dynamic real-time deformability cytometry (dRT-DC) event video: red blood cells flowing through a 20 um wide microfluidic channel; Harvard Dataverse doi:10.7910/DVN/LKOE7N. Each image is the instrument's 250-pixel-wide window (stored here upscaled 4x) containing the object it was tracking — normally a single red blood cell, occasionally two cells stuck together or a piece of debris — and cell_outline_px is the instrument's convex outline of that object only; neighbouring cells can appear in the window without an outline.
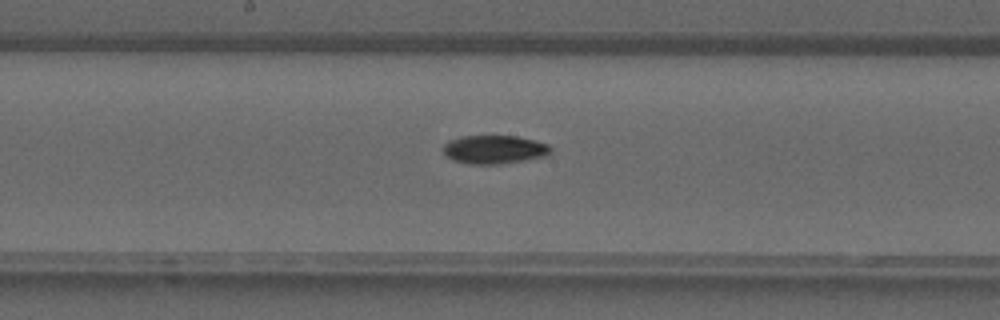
{"species": "common noctule bat (a hibernating species)", "species_latin": "Nyctalus noctula", "temperature_condition": "warm", "stored_images_in_passage": 34, "camera_frame_rate_fps": 3000, "um_per_image_px": 0.085, "animal": {"sex": "male", "forearm_length_mm": 52.5}, "frame": {"image": 1, "passage_image": 15, "time_ms": 4.667, "image_size_px": [1000, 320], "cell_outline_px": [[552, 148], [548, 156], [500, 164], [468, 164], [452, 160], [444, 152], [444, 144], [448, 140], [460, 136], [516, 136], [536, 140], [548, 144]], "centroid_in_image_um": [42.03, 12.7], "position_along_channel_um": 206.2, "area_um2": 17.98}}
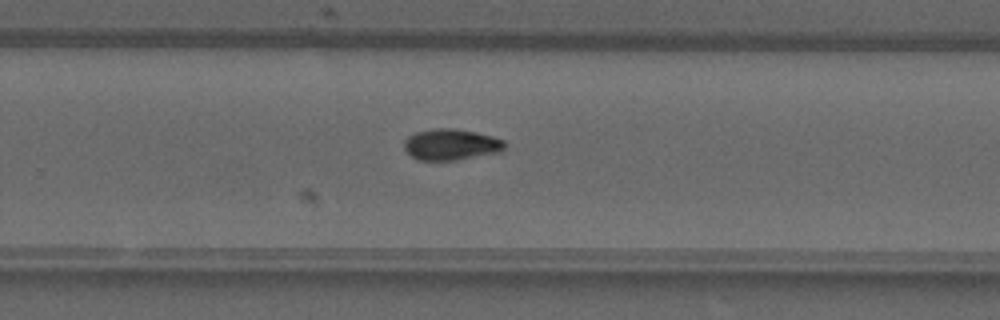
{"frame": {"image": 2, "passage_image": 20, "time_ms": 6.333, "image_size_px": [1000, 320], "cell_outline_px": [[504, 152], [456, 160], [420, 160], [412, 156], [404, 148], [404, 140], [408, 136], [416, 132], [436, 128], [452, 128], [476, 132], [492, 136], [504, 140]], "centroid_in_image_um": [38.37, 12.29], "position_along_channel_um": 291.4, "area_um2": 18.32}}
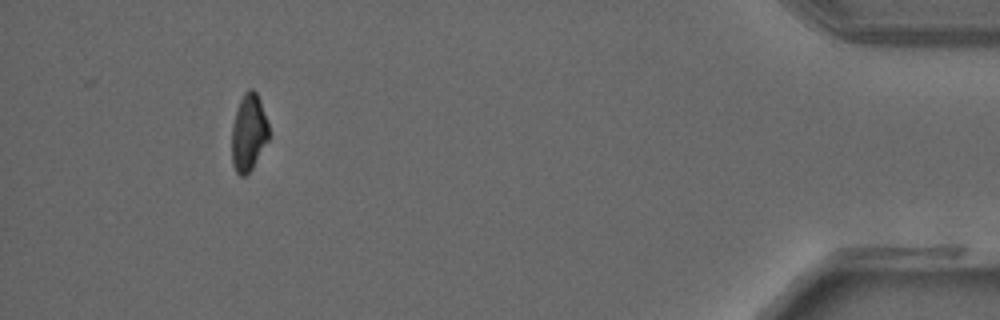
{"frame": {"image": 3, "passage_image": 31, "time_ms": 10.0, "image_size_px": [1000, 320], "cell_outline_px": [[268, 140], [252, 168], [244, 176], [240, 176], [236, 172], [232, 164], [232, 128], [236, 112], [240, 100], [244, 92], [248, 88], [252, 88], [256, 92], [260, 100], [268, 124]], "centroid_in_image_um": [21.13, 11.26], "position_along_channel_um": 414.1, "area_um2": 16.42}}